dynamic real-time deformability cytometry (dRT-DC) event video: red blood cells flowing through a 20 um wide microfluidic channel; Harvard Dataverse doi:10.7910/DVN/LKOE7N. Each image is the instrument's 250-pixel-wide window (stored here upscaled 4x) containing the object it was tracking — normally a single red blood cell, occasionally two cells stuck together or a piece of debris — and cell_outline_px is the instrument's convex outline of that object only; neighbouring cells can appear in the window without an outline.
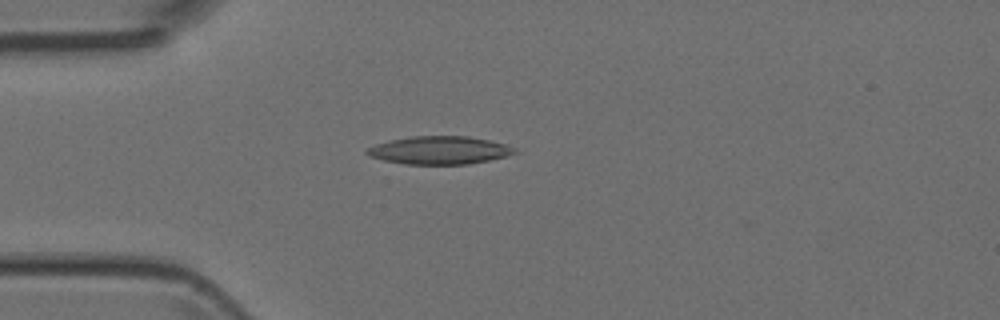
{"species": "Egyptian fruit bat (a non-hibernating species)", "species_latin": "Rousettus aegyptiacus", "temperature_condition": "room temperature", "stored_images_in_passage": 45, "camera_frame_rate_fps": 3000, "um_per_image_px": 0.085, "animal": {"sex": "female"}, "frame": {"image": 1, "passage_image": 9, "time_ms": 2.667, "image_size_px": [1000, 320], "cell_outline_px": [[516, 152], [508, 156], [468, 164], [404, 164], [384, 160], [368, 156], [364, 152], [368, 148], [376, 144], [392, 140], [412, 136], [468, 136], [488, 140], [504, 144], [516, 148]], "centroid_in_image_um": [37.34, 12.77], "position_along_channel_um": 47.7, "area_um2": 23.93}}
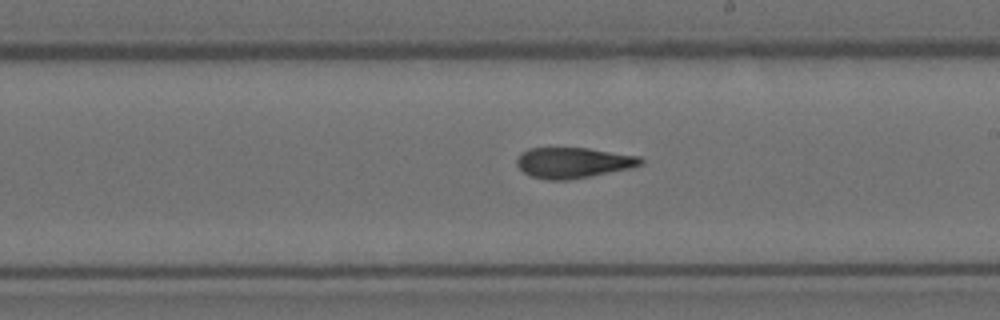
{"frame": {"image": 2, "passage_image": 24, "time_ms": 7.667, "image_size_px": [1000, 320], "cell_outline_px": [[644, 164], [632, 168], [568, 180], [548, 180], [532, 176], [524, 172], [516, 164], [516, 160], [520, 152], [528, 148], [588, 148], [640, 156], [644, 160]], "centroid_in_image_um": [48.74, 13.82], "position_along_channel_um": 240.3, "area_um2": 22.2}}
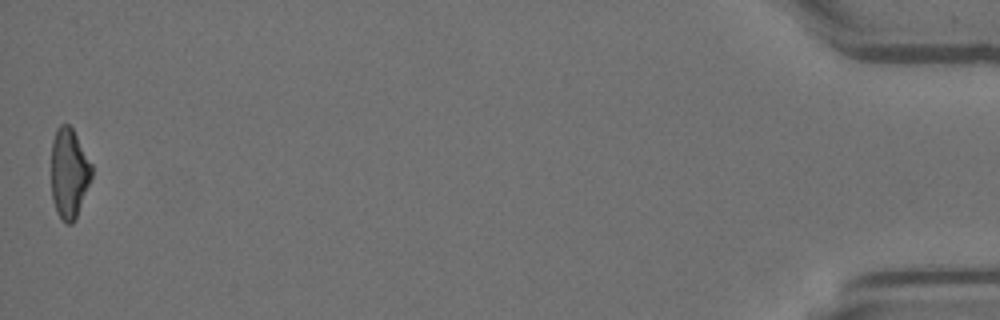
{"frame": {"image": 3, "passage_image": 45, "time_ms": 14.667, "image_size_px": [1000, 320], "cell_outline_px": [[92, 176], [76, 216], [72, 224], [64, 224], [60, 220], [56, 212], [52, 200], [52, 140], [56, 128], [60, 124], [68, 124], [72, 128], [92, 164]], "centroid_in_image_um": [5.85, 14.73], "position_along_channel_um": 429.3, "area_um2": 21.15}}